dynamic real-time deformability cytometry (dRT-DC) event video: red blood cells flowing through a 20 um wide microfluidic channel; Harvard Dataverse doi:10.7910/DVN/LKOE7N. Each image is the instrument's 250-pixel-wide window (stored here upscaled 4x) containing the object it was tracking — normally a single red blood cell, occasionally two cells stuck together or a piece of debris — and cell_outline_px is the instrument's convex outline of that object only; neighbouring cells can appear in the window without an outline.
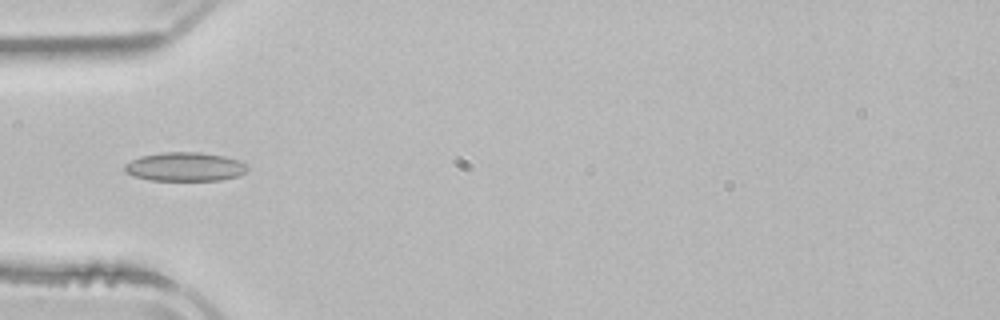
{"species": "common noctule bat (a hibernating species)", "species_latin": "Nyctalus noctula", "temperature_condition": "room temperature", "stored_images_in_passage": 4, "camera_frame_rate_fps": 3000, "um_per_image_px": 0.085, "animal": {"sex": "male", "body_mass_g": 21.5, "forearm_length_mm": 52.0}, "frame": {"image": 1, "passage_image": 4, "time_ms": 5.333, "image_size_px": [1000, 320], "cell_outline_px": [[248, 168], [244, 172], [236, 176], [220, 180], [148, 180], [132, 176], [124, 172], [124, 164], [140, 156], [160, 152], [200, 152], [224, 156], [240, 160], [248, 164]], "centroid_in_image_um": [15.69, 14.17], "position_along_channel_um": 69.3, "area_um2": 20.81}}